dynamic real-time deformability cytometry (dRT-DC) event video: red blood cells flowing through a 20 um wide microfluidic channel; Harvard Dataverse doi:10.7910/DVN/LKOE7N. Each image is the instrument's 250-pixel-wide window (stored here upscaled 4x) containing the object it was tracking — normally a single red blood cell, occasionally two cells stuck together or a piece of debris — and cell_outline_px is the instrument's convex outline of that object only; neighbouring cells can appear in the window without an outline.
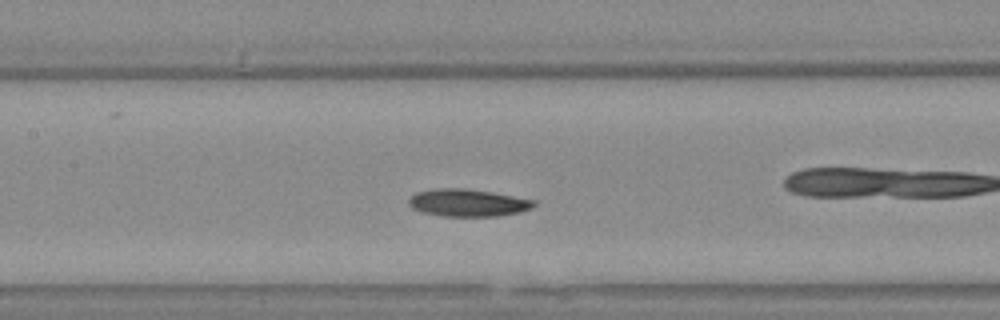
{"species": "Egyptian fruit bat (a non-hibernating species)", "species_latin": "Rousettus aegyptiacus", "temperature_condition": "warm", "stored_images_in_passage": 36, "camera_frame_rate_fps": 3000, "um_per_image_px": 0.085, "animal": {"sex": "female"}, "frame": {"image": 1, "passage_image": 6, "time_ms": 1.667, "image_size_px": [1000, 320], "cell_outline_px": [[536, 204], [532, 208], [520, 212], [496, 216], [440, 216], [424, 212], [412, 208], [408, 204], [408, 200], [416, 192], [440, 188], [464, 188], [492, 192], [536, 200]], "centroid_in_image_um": [39.78, 17.23], "position_along_channel_um": 167.6, "area_um2": 19.94}}